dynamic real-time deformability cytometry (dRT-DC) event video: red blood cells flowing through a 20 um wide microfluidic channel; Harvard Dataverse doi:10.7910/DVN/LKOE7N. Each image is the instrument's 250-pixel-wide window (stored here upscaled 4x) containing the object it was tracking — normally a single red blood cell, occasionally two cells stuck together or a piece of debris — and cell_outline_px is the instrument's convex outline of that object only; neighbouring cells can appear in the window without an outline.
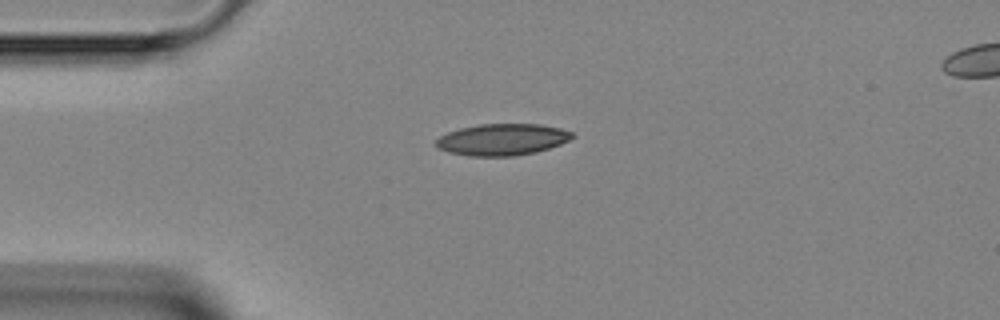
{"species": "Egyptian fruit bat (a non-hibernating species)", "species_latin": "Rousettus aegyptiacus", "temperature_condition": "room temperature", "stored_images_in_passage": 36, "camera_frame_rate_fps": 3000, "um_per_image_px": 0.085, "animal": {"sex": "female"}, "frame": {"image": 1, "passage_image": 1, "time_ms": 0.0, "image_size_px": [1000, 320], "cell_outline_px": [[576, 136], [560, 144], [536, 152], [512, 156], [468, 156], [448, 152], [436, 148], [432, 144], [440, 136], [448, 132], [460, 128], [480, 124], [540, 124], [560, 128], [572, 132]], "centroid_in_image_um": [42.65, 11.86], "position_along_channel_um": 42.4, "area_um2": 25.2}}
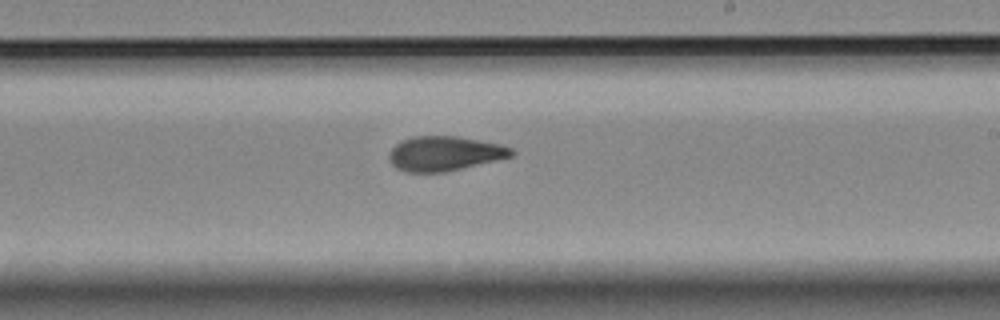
{"frame": {"image": 2, "passage_image": 17, "time_ms": 5.333, "image_size_px": [1000, 320], "cell_outline_px": [[516, 152], [512, 156], [496, 160], [444, 172], [408, 172], [396, 168], [392, 164], [388, 156], [392, 148], [400, 140], [412, 136], [456, 136], [500, 144], [512, 148]], "centroid_in_image_um": [37.77, 13.04], "position_along_channel_um": 251.2, "area_um2": 24.57}}
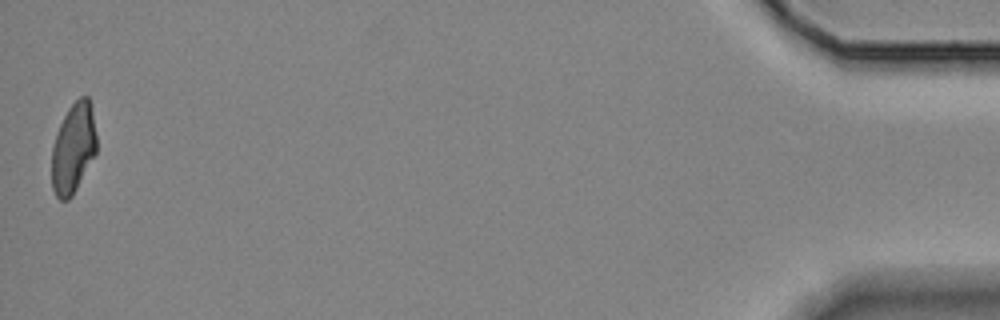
{"frame": {"image": 3, "passage_image": 36, "time_ms": 11.667, "image_size_px": [1000, 320], "cell_outline_px": [[96, 152], [72, 196], [68, 200], [60, 200], [56, 196], [52, 188], [52, 148], [60, 124], [68, 108], [80, 96], [88, 96], [92, 112], [96, 136]], "centroid_in_image_um": [6.22, 12.61], "position_along_channel_um": 429.0, "area_um2": 23.18}}